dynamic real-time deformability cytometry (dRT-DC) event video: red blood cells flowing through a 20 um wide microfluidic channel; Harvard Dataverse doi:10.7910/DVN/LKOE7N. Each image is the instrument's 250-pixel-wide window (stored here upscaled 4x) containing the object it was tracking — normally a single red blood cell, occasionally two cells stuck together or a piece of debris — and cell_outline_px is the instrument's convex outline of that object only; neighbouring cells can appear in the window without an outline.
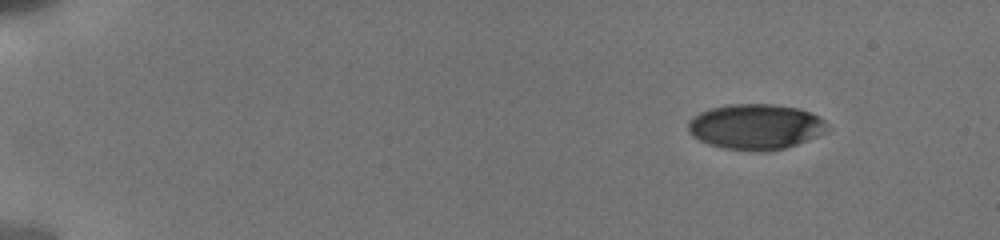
{"species": "human", "species_latin": "Homo sapiens", "temperature_condition": "cold", "stored_images_in_passage": 21, "camera_frame_rate_fps": 3000, "um_per_image_px": 0.085, "donor": {"sex": "male"}, "frame": {"image": 1, "passage_image": 1, "time_ms": 0.0, "image_size_px": [1000, 240], "cell_outline_px": [[828, 124], [824, 132], [816, 136], [796, 144], [784, 148], [764, 152], [756, 152], [724, 148], [708, 144], [692, 136], [688, 132], [688, 120], [700, 112], [712, 108], [728, 104], [772, 104], [800, 108], [824, 120]], "centroid_in_image_um": [64.19, 10.77], "position_along_channel_um": 20.8, "area_um2": 36.76}}
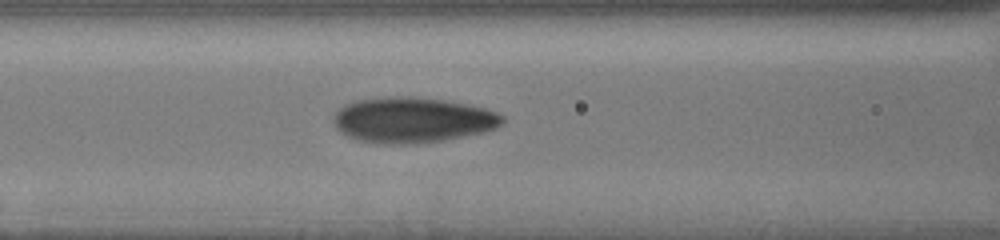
{"frame": {"image": 2, "passage_image": 18, "time_ms": 6.333, "image_size_px": [1000, 240], "cell_outline_px": [[504, 120], [496, 128], [484, 132], [444, 140], [408, 144], [388, 144], [360, 140], [348, 136], [340, 132], [336, 128], [332, 120], [336, 112], [344, 104], [356, 100], [388, 96], [412, 96], [444, 100], [468, 104], [484, 108], [496, 112], [504, 116]], "centroid_in_image_um": [35.05, 10.19], "position_along_channel_um": 131.6, "area_um2": 44.8}}
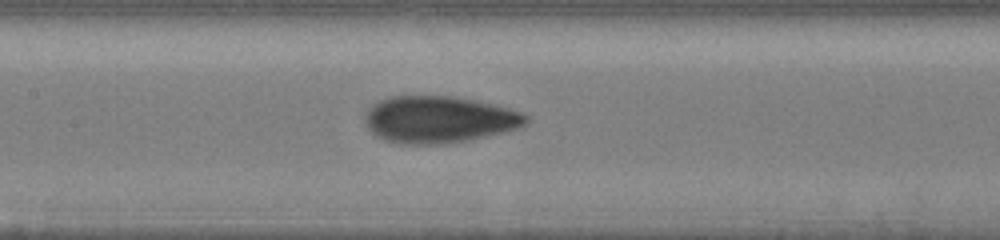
{"frame": {"image": 3, "passage_image": 21, "time_ms": 7.333, "image_size_px": [1000, 240], "cell_outline_px": [[528, 120], [520, 128], [504, 132], [468, 140], [436, 144], [400, 144], [384, 140], [376, 136], [368, 128], [368, 112], [372, 104], [388, 96], [452, 96], [476, 100], [496, 104], [524, 112], [528, 116]], "centroid_in_image_um": [37.37, 10.15], "position_along_channel_um": 170.0, "area_um2": 43.93}}